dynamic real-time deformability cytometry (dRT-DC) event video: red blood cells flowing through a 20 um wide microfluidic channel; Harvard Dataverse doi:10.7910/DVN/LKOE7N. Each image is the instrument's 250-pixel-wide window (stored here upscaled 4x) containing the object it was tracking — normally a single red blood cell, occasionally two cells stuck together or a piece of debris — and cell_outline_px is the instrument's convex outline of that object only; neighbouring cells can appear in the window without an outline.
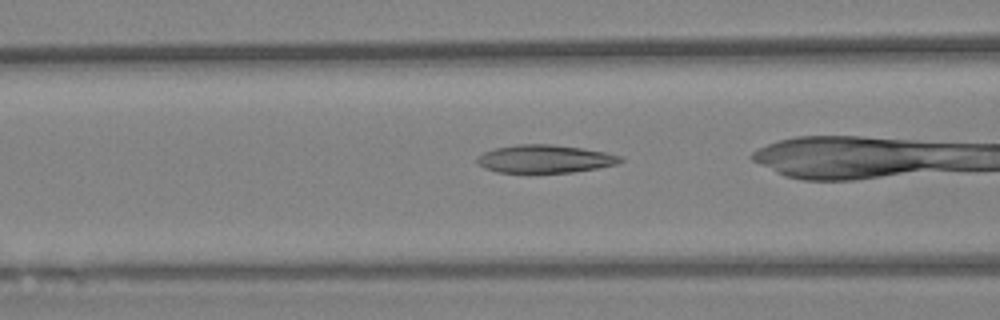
{"species": "Egyptian fruit bat (a non-hibernating species)", "species_latin": "Rousettus aegyptiacus", "temperature_condition": "warm", "stored_images_in_passage": 44, "camera_frame_rate_fps": 3000, "um_per_image_px": 0.085, "animal": {"sex": "female"}, "frame": {"image": 1, "passage_image": 21, "time_ms": 6.667, "image_size_px": [1000, 320], "cell_outline_px": [[624, 160], [616, 164], [596, 168], [572, 172], [496, 172], [484, 168], [476, 164], [476, 156], [484, 152], [496, 148], [516, 144], [552, 144], [580, 148], [604, 152], [620, 156]], "centroid_in_image_um": [46.25, 13.5], "position_along_channel_um": 120.4, "area_um2": 23.24}}
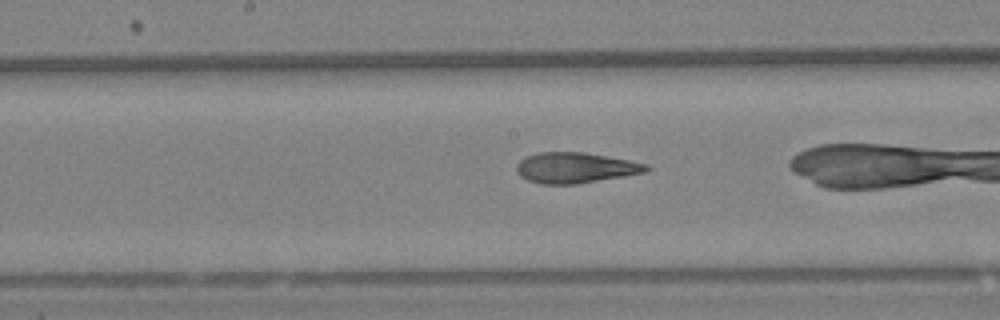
{"frame": {"image": 2, "passage_image": 28, "time_ms": 9.0, "image_size_px": [1000, 320], "cell_outline_px": [[652, 168], [644, 172], [624, 176], [576, 184], [540, 184], [528, 180], [520, 176], [516, 172], [516, 164], [520, 160], [536, 152], [584, 152], [628, 160], [648, 164]], "centroid_in_image_um": [48.88, 14.26], "position_along_channel_um": 199.3, "area_um2": 23.12}}
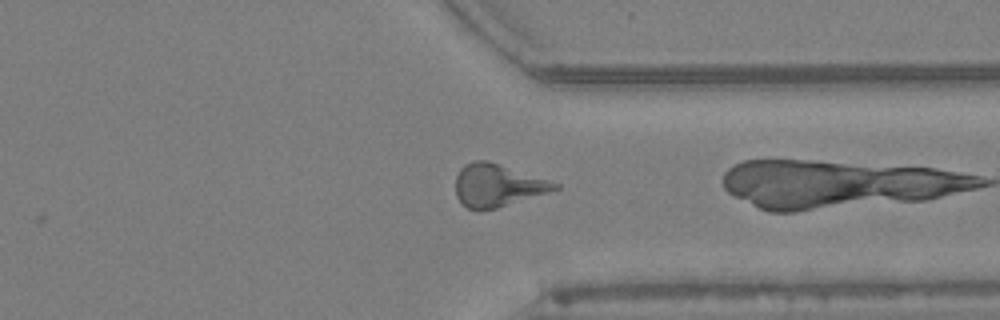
{"frame": {"image": 3, "passage_image": 43, "time_ms": 14.0, "image_size_px": [1000, 320], "cell_outline_px": [[560, 188], [496, 208], [468, 208], [456, 196], [456, 176], [460, 168], [464, 164], [472, 160], [488, 160], [560, 184]], "centroid_in_image_um": [42.26, 15.72], "position_along_channel_um": 369.1, "area_um2": 24.04}}